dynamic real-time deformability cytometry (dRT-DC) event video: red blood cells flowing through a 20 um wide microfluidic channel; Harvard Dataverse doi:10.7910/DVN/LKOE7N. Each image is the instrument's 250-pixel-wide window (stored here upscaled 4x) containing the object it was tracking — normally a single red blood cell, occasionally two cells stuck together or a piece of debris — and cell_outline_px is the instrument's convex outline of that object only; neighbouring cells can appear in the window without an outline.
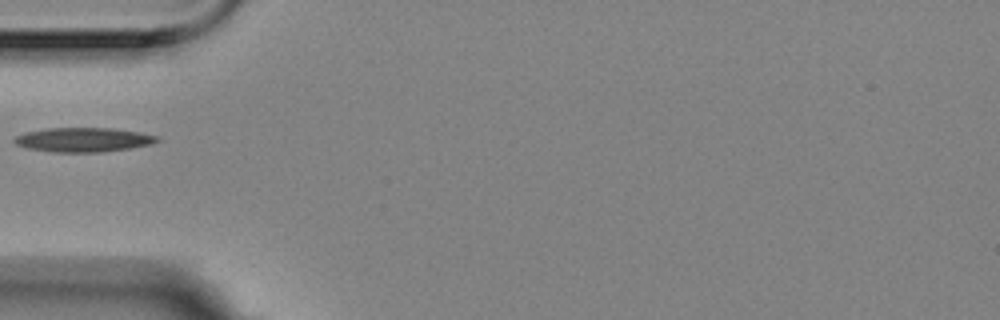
{"species": "Egyptian fruit bat (a non-hibernating species)", "species_latin": "Rousettus aegyptiacus", "temperature_condition": "room temperature", "stored_images_in_passage": 1, "camera_frame_rate_fps": 3000, "um_per_image_px": 0.085, "animal": {"sex": "female"}, "frame": {"image": 1, "passage_image": 1, "time_ms": 0.0, "image_size_px": [1000, 320], "cell_outline_px": [[160, 140], [152, 144], [128, 148], [100, 152], [52, 152], [28, 148], [16, 144], [12, 140], [16, 136], [24, 132], [48, 128], [112, 128], [136, 132], [156, 136]], "centroid_in_image_um": [7.03, 11.88], "position_along_channel_um": 78.0, "area_um2": 20.0}}